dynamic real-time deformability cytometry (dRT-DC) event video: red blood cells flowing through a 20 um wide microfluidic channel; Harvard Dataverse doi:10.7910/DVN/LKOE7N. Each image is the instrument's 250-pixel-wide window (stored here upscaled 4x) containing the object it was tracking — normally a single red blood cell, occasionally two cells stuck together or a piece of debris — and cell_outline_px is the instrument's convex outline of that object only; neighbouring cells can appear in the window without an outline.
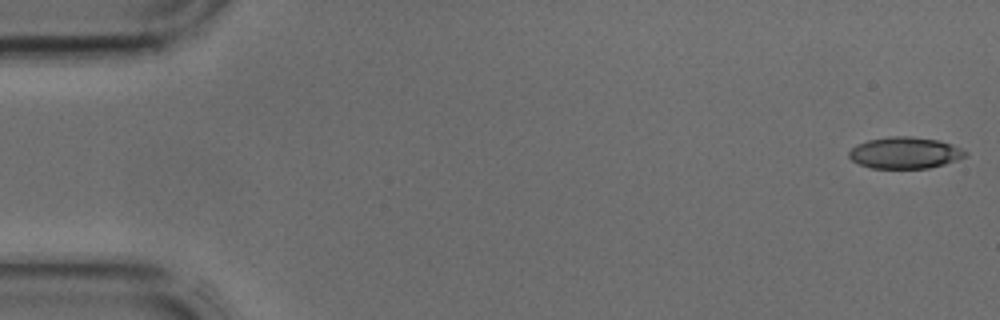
{"species": "common noctule bat (a hibernating species)", "species_latin": "Nyctalus noctula", "temperature_condition": "cold", "stored_images_in_passage": 42, "camera_frame_rate_fps": 3000, "um_per_image_px": 0.085, "animal": {"sex": "male", "body_mass_g": 17.9, "forearm_length_mm": 54.2}, "frame": {"image": 1, "passage_image": 1, "time_ms": 0.0, "image_size_px": [1000, 320], "cell_outline_px": [[968, 156], [944, 164], [928, 168], [872, 168], [860, 164], [852, 160], [848, 156], [848, 152], [856, 144], [868, 140], [892, 136], [908, 136], [940, 140], [952, 144], [968, 152]], "centroid_in_image_um": [76.93, 12.98], "position_along_channel_um": 8.1, "area_um2": 21.39}}
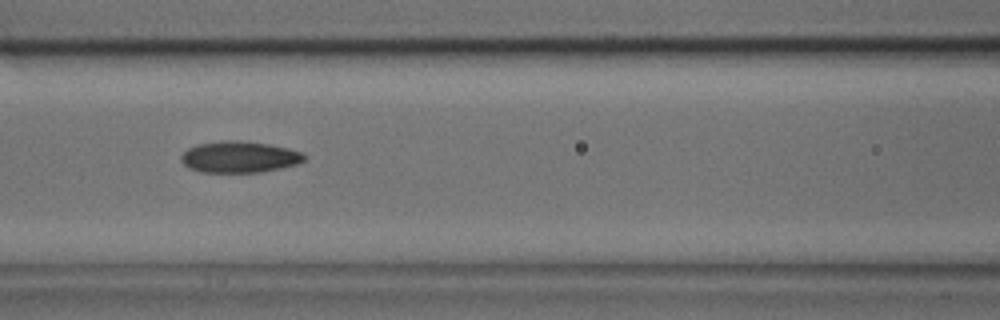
{"frame": {"image": 2, "passage_image": 18, "time_ms": 5.667, "image_size_px": [1000, 320], "cell_outline_px": [[308, 156], [304, 160], [296, 164], [280, 168], [260, 172], [200, 172], [188, 168], [180, 160], [180, 156], [188, 148], [196, 144], [224, 140], [240, 140], [268, 144], [288, 148], [304, 152]], "centroid_in_image_um": [20.34, 13.33], "position_along_channel_um": 146.3, "area_um2": 22.72}}
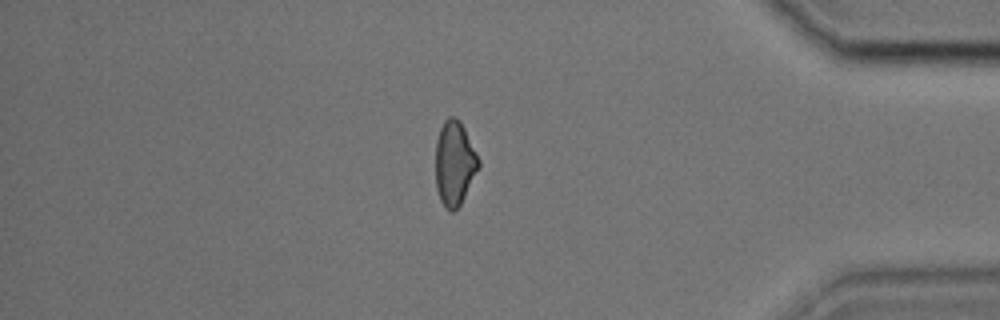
{"frame": {"image": 3, "passage_image": 36, "time_ms": 11.667, "image_size_px": [1000, 320], "cell_outline_px": [[480, 168], [460, 204], [452, 212], [448, 212], [440, 200], [436, 188], [436, 140], [440, 128], [444, 120], [448, 116], [452, 116], [460, 120], [480, 160]], "centroid_in_image_um": [38.63, 13.88], "position_along_channel_um": 396.6, "area_um2": 21.27}}